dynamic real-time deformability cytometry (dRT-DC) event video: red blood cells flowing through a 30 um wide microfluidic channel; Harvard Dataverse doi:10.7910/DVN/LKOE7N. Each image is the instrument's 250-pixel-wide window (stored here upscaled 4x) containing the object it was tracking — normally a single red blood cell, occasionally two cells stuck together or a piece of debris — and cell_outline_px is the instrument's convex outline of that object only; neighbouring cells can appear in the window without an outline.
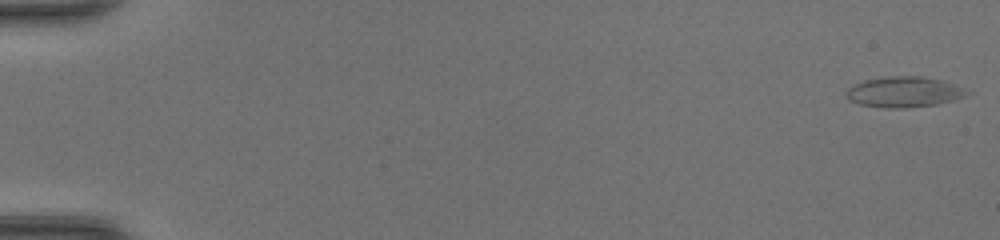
{"species": "common noctule bat (a hibernating species)", "species_latin": "Nyctalus noctula", "temperature_condition": "room temperature", "stored_images_in_passage": 20, "camera_frame_rate_fps": 3000, "um_per_image_px": 0.085, "animal": {"sex": "female", "body_mass_g": 20.0, "forearm_length_mm": 54.0}, "frame": {"image": 1, "passage_image": 1, "time_ms": 0.0, "image_size_px": [1000, 240], "cell_outline_px": [[976, 92], [956, 100], [936, 104], [904, 108], [884, 108], [860, 104], [848, 100], [844, 96], [844, 92], [852, 84], [864, 80], [888, 76], [924, 76], [944, 80]], "centroid_in_image_um": [76.88, 7.81], "position_along_channel_um": 8.1, "area_um2": 22.14}}
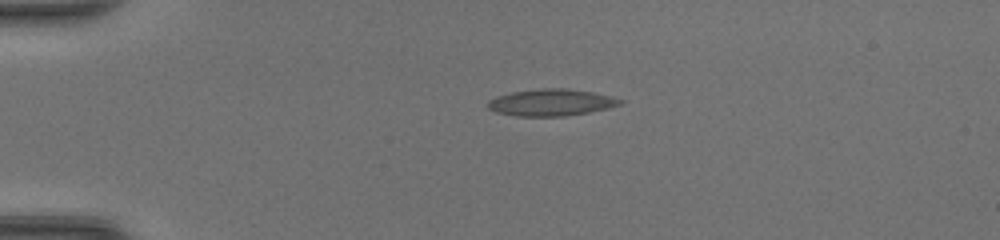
{"frame": {"image": 2, "passage_image": 12, "time_ms": 3.667, "image_size_px": [1000, 240], "cell_outline_px": [[624, 104], [608, 108], [588, 112], [564, 116], [516, 116], [496, 112], [488, 108], [488, 100], [496, 96], [512, 92], [540, 88], [564, 88], [592, 92], [612, 96], [624, 100]], "centroid_in_image_um": [46.87, 8.71], "position_along_channel_um": 38.1, "area_um2": 20.69}}
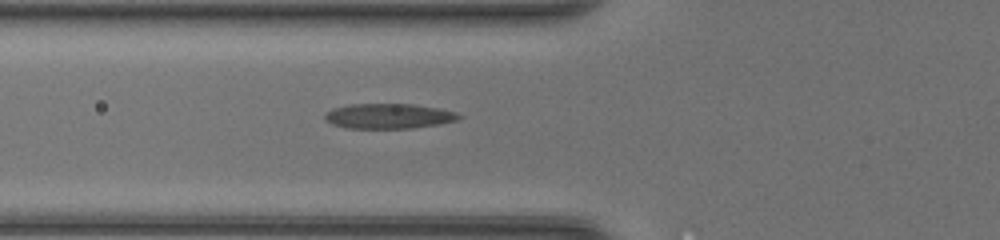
{"frame": {"image": 3, "passage_image": 19, "time_ms": 6.0, "image_size_px": [1000, 240], "cell_outline_px": [[464, 116], [456, 120], [440, 124], [412, 128], [348, 128], [332, 124], [324, 120], [324, 112], [332, 108], [348, 104], [412, 104], [440, 108], [456, 112]], "centroid_in_image_um": [33.02, 9.86], "position_along_channel_um": 92.8, "area_um2": 19.77}}